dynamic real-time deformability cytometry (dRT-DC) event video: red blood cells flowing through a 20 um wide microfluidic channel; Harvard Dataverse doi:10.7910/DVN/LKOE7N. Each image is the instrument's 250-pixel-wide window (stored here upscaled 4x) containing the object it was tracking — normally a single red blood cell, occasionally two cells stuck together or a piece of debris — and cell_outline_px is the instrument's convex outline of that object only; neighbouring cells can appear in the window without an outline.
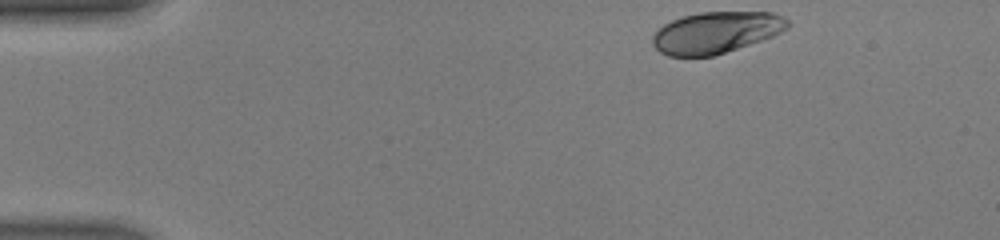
{"species": "human", "species_latin": "Homo sapiens", "temperature_condition": "warm", "stored_images_in_passage": 41, "camera_frame_rate_fps": 3000, "um_per_image_px": 0.085, "donor": {"sex": "male"}, "frame": {"image": 1, "passage_image": 1, "time_ms": 0.0, "image_size_px": [1000, 240], "cell_outline_px": [[792, 24], [788, 28], [772, 36], [712, 56], [668, 56], [660, 52], [652, 44], [652, 36], [656, 28], [672, 20], [684, 16], [700, 12], [772, 12], [784, 16]], "centroid_in_image_um": [60.84, 2.75], "position_along_channel_um": 24.2, "area_um2": 32.6}}
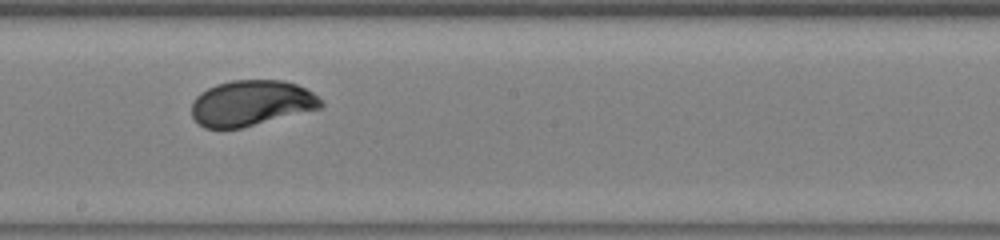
{"frame": {"image": 2, "passage_image": 21, "time_ms": 6.667, "image_size_px": [1000, 240], "cell_outline_px": [[324, 104], [320, 108], [240, 128], [204, 128], [192, 116], [192, 100], [200, 92], [216, 84], [232, 80], [284, 80], [296, 84], [312, 92], [324, 100]], "centroid_in_image_um": [21.35, 8.75], "position_along_channel_um": 226.8, "area_um2": 34.28}}
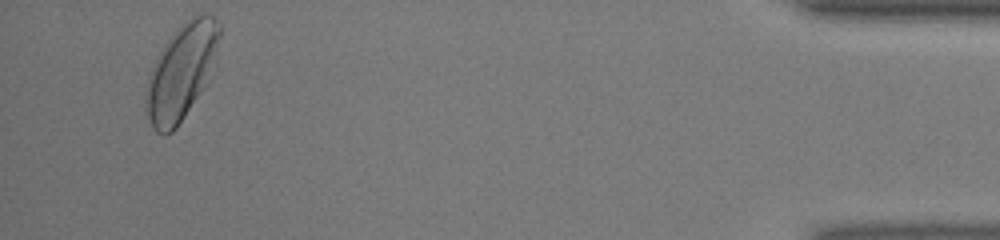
{"frame": {"image": 3, "passage_image": 39, "time_ms": 12.667, "image_size_px": [1000, 240], "cell_outline_px": [[220, 36], [216, 60], [204, 88], [176, 128], [172, 132], [164, 136], [156, 132], [152, 128], [144, 112], [144, 96], [148, 76], [152, 64], [160, 48], [176, 28], [180, 24], [192, 16], [204, 12], [212, 16], [220, 24]], "centroid_in_image_um": [15.38, 6.11], "position_along_channel_um": 419.8, "area_um2": 41.79}, "authors_computed_cell_mechanics": {"area_um2": 35.0846, "velocity_mm_per_s": 4.4227, "shape_relaxation_time_tau1_ms": 2.3165, "shape_relaxation_time_tau2_ms": null, "deformation_change_tau1": 0.1572, "deformation_change_tau2": null}}